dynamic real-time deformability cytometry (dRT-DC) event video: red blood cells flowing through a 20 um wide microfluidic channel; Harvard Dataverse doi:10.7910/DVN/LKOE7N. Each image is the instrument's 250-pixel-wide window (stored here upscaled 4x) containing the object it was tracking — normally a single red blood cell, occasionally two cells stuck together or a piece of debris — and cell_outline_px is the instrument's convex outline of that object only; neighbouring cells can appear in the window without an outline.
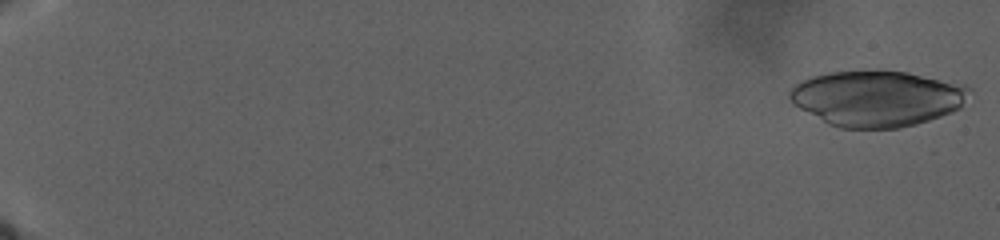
{"species": "human", "species_latin": "Homo sapiens", "temperature_condition": "warm", "stored_images_in_passage": 105, "camera_frame_rate_fps": 3000, "um_per_image_px": 0.085, "donor": {"sex": "male"}, "frame": {"image": 1, "passage_image": 3, "time_ms": 0.333, "image_size_px": [1000, 240], "cell_outline_px": [[972, 88], [960, 108], [952, 112], [916, 124], [896, 128], [840, 128], [828, 124], [792, 104], [788, 96], [788, 92], [796, 84], [812, 76], [828, 72], [904, 72], [964, 84]], "centroid_in_image_um": [74.53, 8.38], "position_along_channel_um": 10.5, "area_um2": 57.8}}
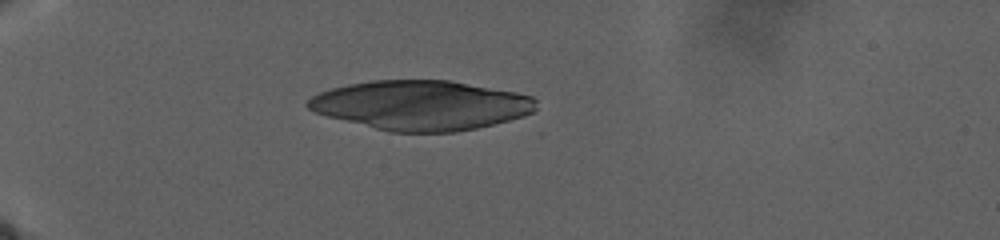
{"frame": {"image": 2, "passage_image": 90, "time_ms": 13.0, "image_size_px": [1000, 240], "cell_outline_px": [[536, 108], [532, 112], [524, 116], [476, 128], [452, 132], [392, 132], [328, 116], [316, 112], [308, 108], [304, 104], [312, 96], [320, 92], [332, 88], [348, 84], [372, 80], [448, 80], [516, 92], [532, 96], [536, 100]], "centroid_in_image_um": [35.79, 8.94], "position_along_channel_um": 49.2, "area_um2": 65.43}}